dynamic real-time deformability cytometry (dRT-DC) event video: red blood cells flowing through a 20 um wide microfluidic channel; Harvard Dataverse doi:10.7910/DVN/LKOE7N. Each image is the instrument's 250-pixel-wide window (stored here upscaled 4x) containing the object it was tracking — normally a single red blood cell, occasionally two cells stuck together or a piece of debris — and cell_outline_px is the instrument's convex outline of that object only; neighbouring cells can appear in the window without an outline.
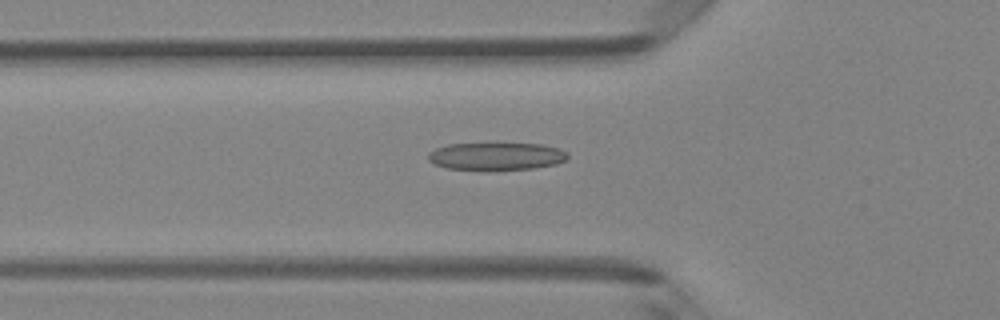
{"species": "Egyptian fruit bat (a non-hibernating species)", "species_latin": "Rousettus aegyptiacus", "temperature_condition": "room temperature", "stored_images_in_passage": 47, "camera_frame_rate_fps": 3000, "um_per_image_px": 0.085, "animal": {"sex": "female"}, "frame": {"image": 1, "passage_image": 17, "time_ms": 5.333, "image_size_px": [1000, 320], "cell_outline_px": [[568, 160], [556, 164], [532, 168], [488, 172], [484, 172], [444, 168], [428, 160], [428, 152], [436, 148], [448, 144], [540, 144], [556, 148], [568, 152]], "centroid_in_image_um": [42.15, 13.32], "position_along_channel_um": 83.6, "area_um2": 23.0}}
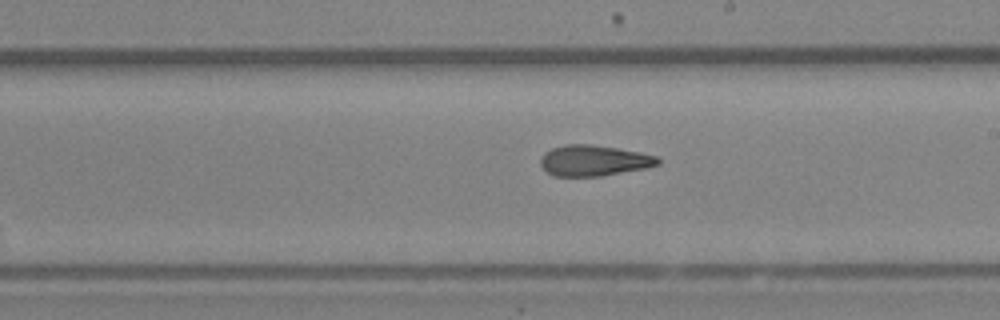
{"frame": {"image": 2, "passage_image": 28, "time_ms": 9.0, "image_size_px": [1000, 320], "cell_outline_px": [[660, 164], [648, 168], [600, 176], [552, 176], [540, 164], [540, 156], [544, 152], [552, 148], [564, 144], [592, 144], [640, 152], [656, 156], [660, 160]], "centroid_in_image_um": [50.47, 13.64], "position_along_channel_um": 238.5, "area_um2": 21.21}}
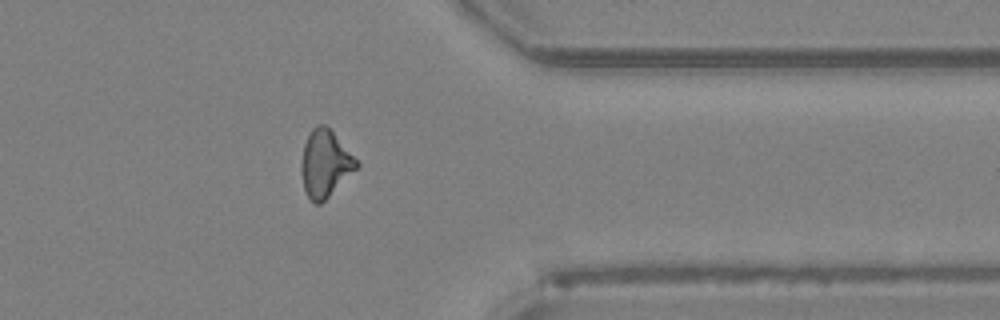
{"frame": {"image": 3, "passage_image": 39, "time_ms": 12.667, "image_size_px": [1000, 320], "cell_outline_px": [[360, 164], [320, 204], [316, 204], [308, 196], [304, 188], [300, 168], [300, 164], [304, 144], [312, 128], [316, 124], [324, 124], [332, 132]], "centroid_in_image_um": [27.59, 13.89], "position_along_channel_um": 383.8, "area_um2": 20.87}}